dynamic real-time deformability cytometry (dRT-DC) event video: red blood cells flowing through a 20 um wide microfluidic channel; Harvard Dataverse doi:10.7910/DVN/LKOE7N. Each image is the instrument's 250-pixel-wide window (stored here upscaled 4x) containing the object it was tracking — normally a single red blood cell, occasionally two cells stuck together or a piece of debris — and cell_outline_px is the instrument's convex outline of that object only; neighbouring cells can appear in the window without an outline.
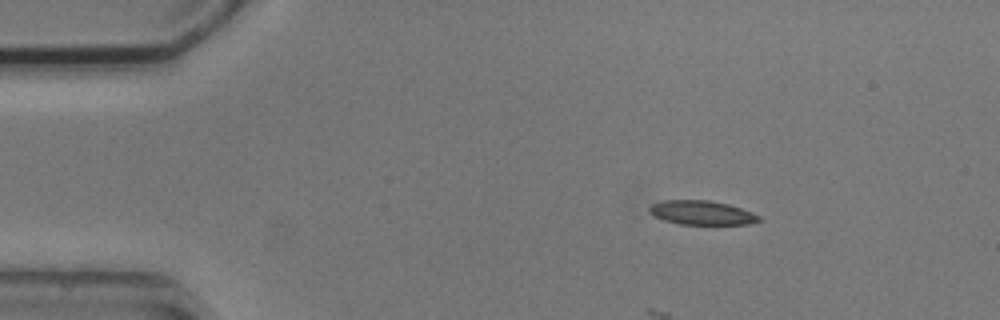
{"species": "common noctule bat (a hibernating species)", "species_latin": "Nyctalus noctula", "temperature_condition": "cold", "stored_images_in_passage": 4, "camera_frame_rate_fps": 3000, "um_per_image_px": 0.085, "animal": {"sex": "male", "body_mass_g": 20.5, "forearm_length_mm": 52.5}, "frame": {"image": 1, "passage_image": 2, "time_ms": 1.0, "image_size_px": [1000, 320], "cell_outline_px": [[764, 220], [748, 224], [680, 224], [664, 220], [648, 212], [648, 208], [652, 204], [660, 200], [708, 200], [728, 204], [752, 212], [760, 216]], "centroid_in_image_um": [59.65, 18.08], "position_along_channel_um": 25.3, "area_um2": 15.43}}